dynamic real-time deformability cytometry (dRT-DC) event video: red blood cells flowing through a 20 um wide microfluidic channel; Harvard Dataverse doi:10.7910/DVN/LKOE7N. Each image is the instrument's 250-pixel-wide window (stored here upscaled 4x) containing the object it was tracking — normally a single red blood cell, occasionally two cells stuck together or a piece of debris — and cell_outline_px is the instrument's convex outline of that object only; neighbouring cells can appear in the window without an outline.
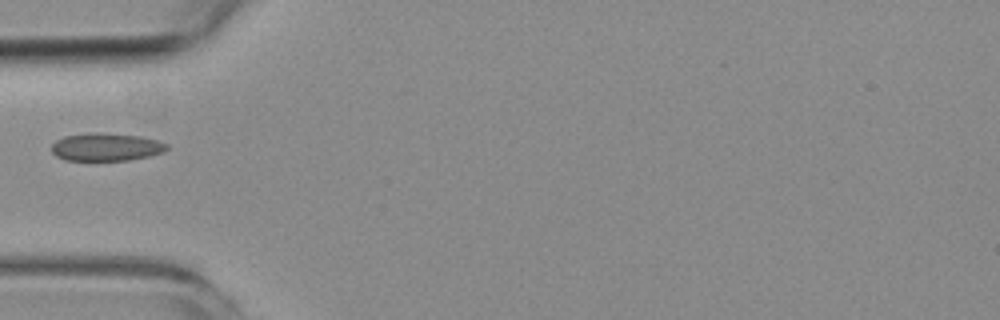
{"species": "common noctule bat (a hibernating species)", "species_latin": "Nyctalus noctula", "temperature_condition": "room temperature", "stored_images_in_passage": 4, "camera_frame_rate_fps": 3000, "um_per_image_px": 0.085, "animal": {"sex": "female", "body_mass_g": 19.3, "forearm_length_mm": 54.1}, "frame": {"image": 1, "passage_image": 3, "time_ms": 4.667, "image_size_px": [1000, 320], "cell_outline_px": [[168, 148], [164, 152], [152, 156], [128, 160], [64, 160], [56, 156], [52, 152], [52, 144], [56, 140], [64, 136], [92, 132], [96, 132], [140, 136], [156, 140], [168, 144]], "centroid_in_image_um": [9.03, 12.5], "position_along_channel_um": 76.0, "area_um2": 18.79}}
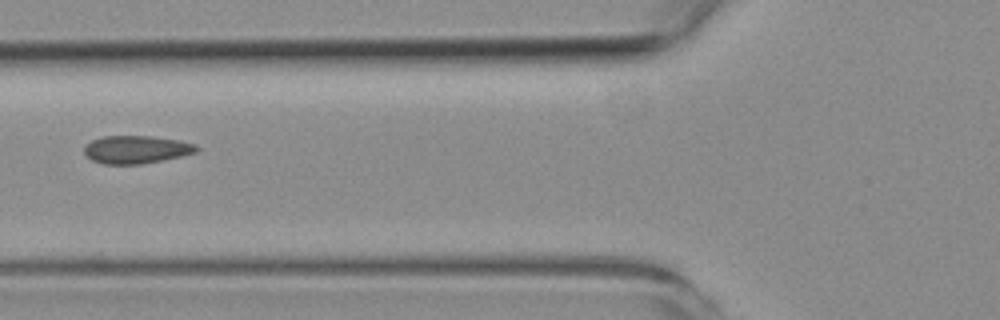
{"frame": {"image": 2, "passage_image": 4, "time_ms": 5.667, "image_size_px": [1000, 320], "cell_outline_px": [[200, 148], [196, 152], [180, 156], [140, 164], [104, 164], [92, 160], [84, 152], [84, 148], [92, 140], [104, 136], [152, 136], [176, 140], [192, 144]], "centroid_in_image_um": [11.55, 12.71], "position_along_channel_um": 114.2, "area_um2": 17.86}}